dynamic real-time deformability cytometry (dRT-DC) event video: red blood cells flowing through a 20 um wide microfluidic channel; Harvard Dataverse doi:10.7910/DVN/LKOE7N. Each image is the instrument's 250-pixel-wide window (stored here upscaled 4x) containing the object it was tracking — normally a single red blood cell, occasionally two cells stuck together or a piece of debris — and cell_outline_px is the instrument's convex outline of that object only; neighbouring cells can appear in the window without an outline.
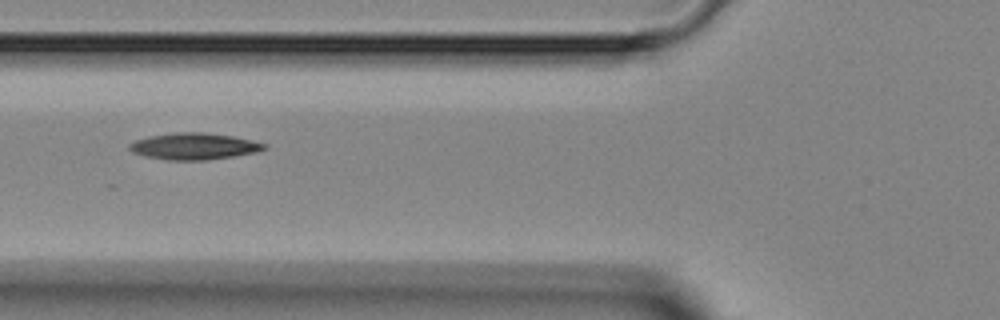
{"species": "Egyptian fruit bat (a non-hibernating species)", "species_latin": "Rousettus aegyptiacus", "temperature_condition": "room temperature", "stored_images_in_passage": 5, "camera_frame_rate_fps": 3000, "um_per_image_px": 0.085, "animal": {"sex": "female"}, "frame": {"image": 1, "passage_image": 5, "time_ms": 12.0, "image_size_px": [1000, 320], "cell_outline_px": [[268, 148], [256, 152], [232, 156], [204, 160], [168, 160], [144, 156], [132, 152], [128, 148], [128, 144], [136, 140], [148, 136], [176, 132], [204, 132], [232, 136], [252, 140], [268, 144]], "centroid_in_image_um": [16.48, 12.43], "position_along_channel_um": 109.3, "area_um2": 20.92}}